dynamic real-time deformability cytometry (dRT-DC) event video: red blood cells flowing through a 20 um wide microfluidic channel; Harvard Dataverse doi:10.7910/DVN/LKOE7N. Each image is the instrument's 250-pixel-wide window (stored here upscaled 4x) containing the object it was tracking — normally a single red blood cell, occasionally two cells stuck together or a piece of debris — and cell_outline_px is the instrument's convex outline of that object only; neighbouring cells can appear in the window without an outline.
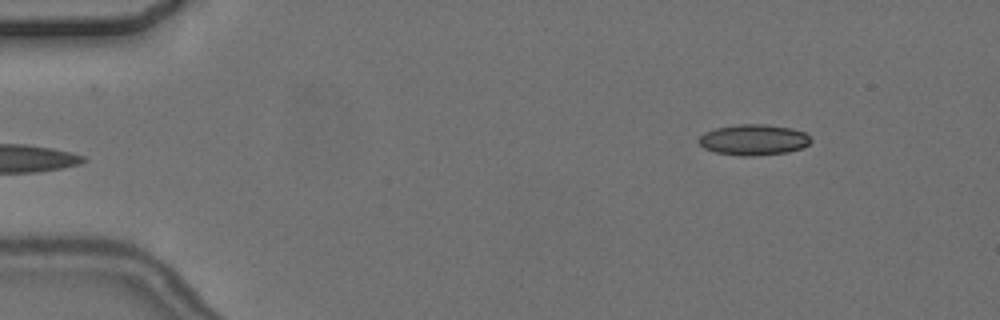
{"species": "common noctule bat (a hibernating species)", "species_latin": "Nyctalus noctula", "temperature_condition": "cold", "stored_images_in_passage": 6, "camera_frame_rate_fps": 3000, "um_per_image_px": 0.085, "animal": {"sex": "female", "body_mass_g": 24.6, "forearm_length_mm": 56.2}, "frame": {"image": 1, "passage_image": 6, "time_ms": 6.0, "image_size_px": [1000, 320], "cell_outline_px": [[812, 140], [808, 144], [800, 148], [788, 152], [752, 156], [740, 156], [716, 152], [704, 148], [700, 144], [700, 136], [704, 132], [716, 128], [740, 124], [764, 124], [792, 128], [804, 132]], "centroid_in_image_um": [64.06, 11.88], "position_along_channel_um": 20.9, "area_um2": 19.94}}